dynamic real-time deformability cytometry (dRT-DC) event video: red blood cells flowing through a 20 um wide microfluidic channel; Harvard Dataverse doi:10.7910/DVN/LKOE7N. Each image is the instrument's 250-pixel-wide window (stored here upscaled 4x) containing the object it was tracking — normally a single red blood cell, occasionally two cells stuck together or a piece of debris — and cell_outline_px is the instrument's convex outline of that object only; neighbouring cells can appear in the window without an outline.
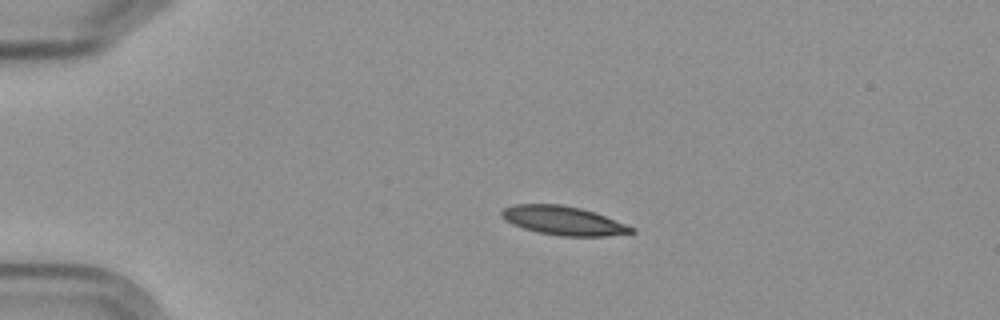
{"species": "Egyptian fruit bat (a non-hibernating species)", "species_latin": "Rousettus aegyptiacus", "temperature_condition": "cold", "stored_images_in_passage": 5, "camera_frame_rate_fps": 3000, "um_per_image_px": 0.085, "frame": {"image": 1, "passage_image": 3, "time_ms": 2.333, "image_size_px": [1000, 320], "cell_outline_px": [[636, 232], [604, 236], [560, 236], [540, 232], [524, 228], [512, 224], [504, 220], [500, 216], [500, 212], [504, 208], [512, 204], [560, 204], [580, 208], [596, 212], [636, 228]], "centroid_in_image_um": [47.88, 18.74], "position_along_channel_um": 37.1, "area_um2": 21.91}}
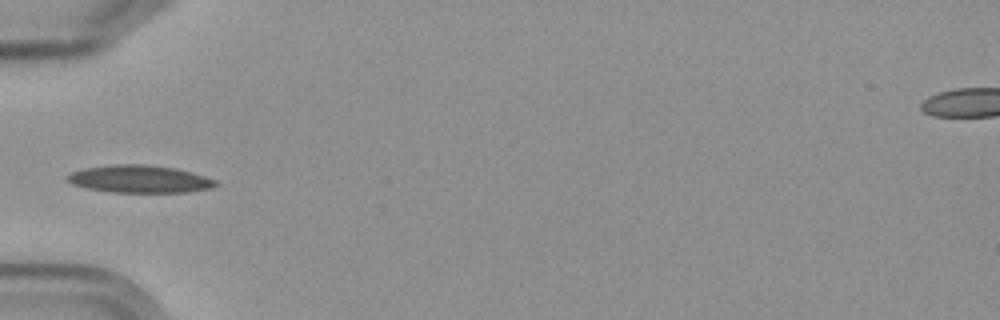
{"frame": {"image": 2, "passage_image": 5, "time_ms": 4.667, "image_size_px": [1000, 320], "cell_outline_px": [[220, 184], [212, 188], [188, 192], [112, 192], [88, 188], [72, 184], [64, 176], [72, 172], [88, 168], [112, 164], [144, 164], [176, 168], [204, 176], [216, 180]], "centroid_in_image_um": [11.9, 15.22], "position_along_channel_um": 73.1, "area_um2": 23.7}}